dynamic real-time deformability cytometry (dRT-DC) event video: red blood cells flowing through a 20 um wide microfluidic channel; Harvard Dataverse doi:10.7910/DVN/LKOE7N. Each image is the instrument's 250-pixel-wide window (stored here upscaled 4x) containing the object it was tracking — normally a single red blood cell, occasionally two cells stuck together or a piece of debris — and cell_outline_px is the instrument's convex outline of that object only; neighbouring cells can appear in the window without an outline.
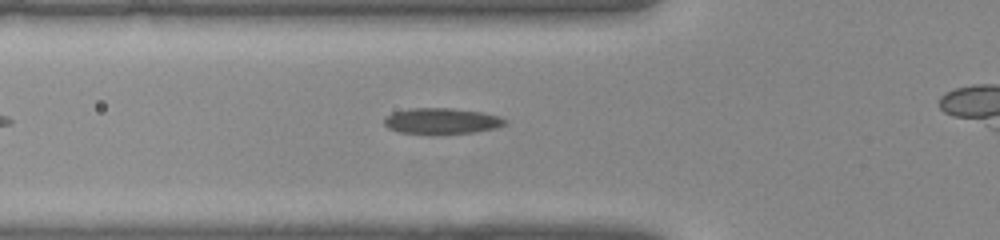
{"species": "common noctule bat (a hibernating species)", "species_latin": "Nyctalus noctula", "temperature_condition": "warm", "stored_images_in_passage": 24, "camera_frame_rate_fps": 3000, "um_per_image_px": 0.085, "animal": {"sex": "female", "body_mass_g": 22.0, "forearm_length_mm": 56.7}, "frame": {"image": 1, "passage_image": 5, "time_ms": 1.333, "image_size_px": [1000, 240], "cell_outline_px": [[508, 120], [504, 124], [496, 128], [472, 132], [400, 132], [388, 128], [384, 124], [384, 116], [392, 112], [412, 108], [456, 108], [480, 112], [496, 116]], "centroid_in_image_um": [37.5, 10.25], "position_along_channel_um": 88.3, "area_um2": 17.63}}
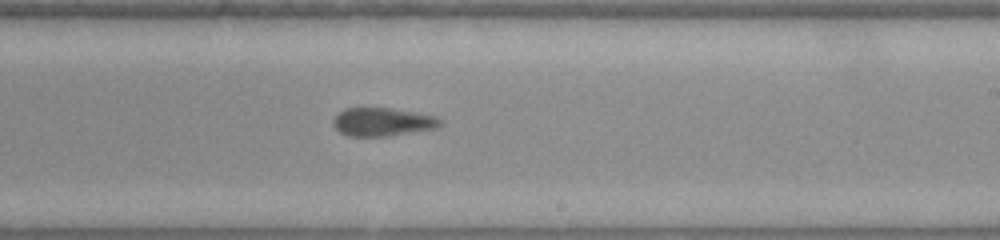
{"frame": {"image": 2, "passage_image": 15, "time_ms": 4.667, "image_size_px": [1000, 240], "cell_outline_px": [[444, 124], [440, 128], [388, 136], [348, 136], [340, 132], [332, 124], [332, 120], [336, 112], [344, 108], [388, 108], [436, 116], [444, 120]], "centroid_in_image_um": [32.53, 10.37], "position_along_channel_um": 256.5, "area_um2": 17.98}}
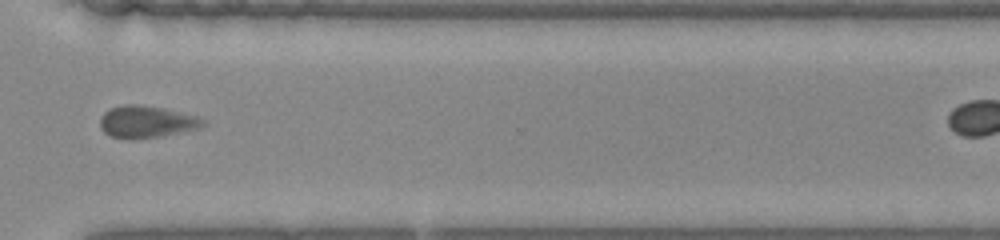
{"frame": {"image": 3, "passage_image": 21, "time_ms": 6.667, "image_size_px": [1000, 240], "cell_outline_px": [[204, 124], [196, 128], [180, 132], [160, 136], [112, 136], [104, 132], [100, 128], [100, 120], [104, 112], [112, 108], [124, 104], [136, 104], [164, 108], [196, 116], [204, 120]], "centroid_in_image_um": [12.44, 10.3], "position_along_channel_um": 358.2, "area_um2": 18.26}}